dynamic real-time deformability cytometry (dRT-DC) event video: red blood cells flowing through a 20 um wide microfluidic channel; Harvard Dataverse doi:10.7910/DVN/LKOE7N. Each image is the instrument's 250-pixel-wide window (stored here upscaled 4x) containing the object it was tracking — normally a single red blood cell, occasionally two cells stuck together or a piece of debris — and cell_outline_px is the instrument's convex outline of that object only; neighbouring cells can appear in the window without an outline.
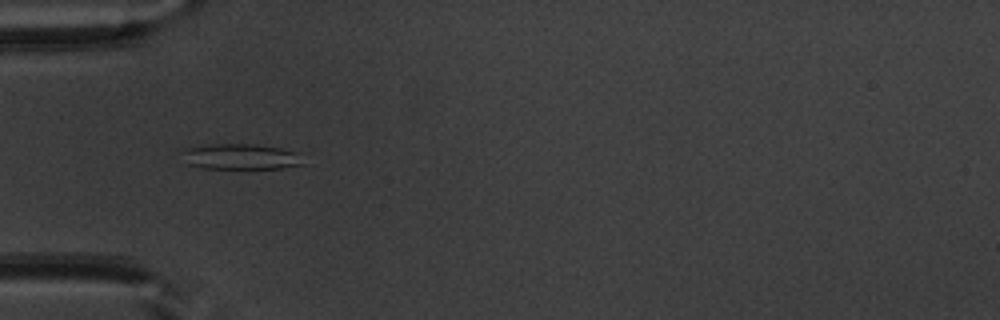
{"species": "common noctule bat (a hibernating species)", "species_latin": "Nyctalus noctula", "temperature_condition": "warm", "stored_images_in_passage": 51, "camera_frame_rate_fps": 3000, "um_per_image_px": 0.085, "animal": {"sex": "male", "body_mass_g": 20.1, "forearm_length_mm": 53.5}, "frame": {"image": 1, "passage_image": 16, "time_ms": 5.0, "image_size_px": [1000, 320], "cell_outline_px": [[304, 164], [280, 168], [200, 168], [188, 164], [176, 152], [184, 148], [200, 144], [256, 144], [280, 148], [296, 152]], "centroid_in_image_um": [20.3, 13.3], "position_along_channel_um": 64.7, "area_um2": 18.38}}
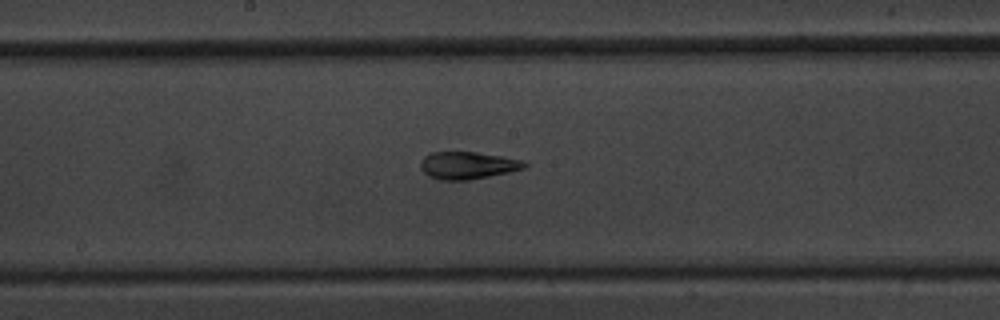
{"frame": {"image": 2, "passage_image": 27, "time_ms": 8.667, "image_size_px": [1000, 320], "cell_outline_px": [[528, 164], [524, 168], [508, 172], [468, 180], [436, 180], [428, 176], [420, 168], [420, 160], [424, 156], [432, 152], [476, 152], [524, 160]], "centroid_in_image_um": [39.71, 14.06], "position_along_channel_um": 208.5, "area_um2": 16.59}}
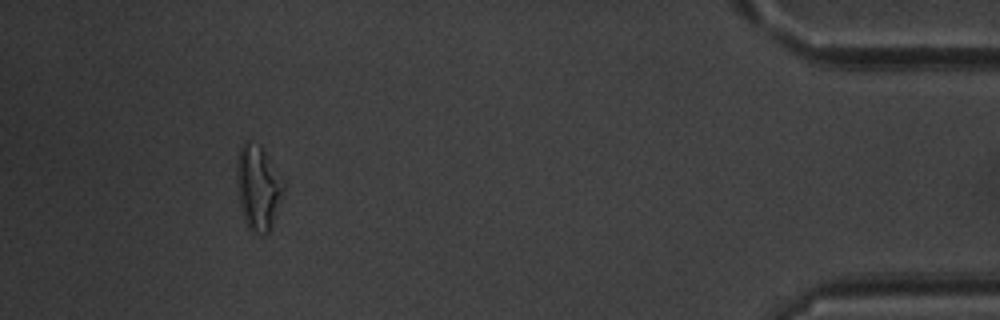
{"frame": {"image": 3, "passage_image": 47, "time_ms": 15.333, "image_size_px": [1000, 320], "cell_outline_px": [[284, 192], [272, 228], [268, 232], [260, 236], [252, 232], [248, 228], [244, 220], [240, 204], [236, 180], [236, 160], [240, 144], [244, 140], [248, 140], [260, 148], [264, 152], [284, 180]], "centroid_in_image_um": [21.93, 15.98], "position_along_channel_um": 413.3, "area_um2": 23.35}, "authors_computed_cell_mechanics": {"area_um2": 18.496, "velocity_mm_per_s": 3.9464, "shape_relaxation_time_tau1_ms": null, "shape_relaxation_time_tau2_ms": 2.523, "deformation_change_tau1": null, "deformation_change_tau2": 0.1101}}